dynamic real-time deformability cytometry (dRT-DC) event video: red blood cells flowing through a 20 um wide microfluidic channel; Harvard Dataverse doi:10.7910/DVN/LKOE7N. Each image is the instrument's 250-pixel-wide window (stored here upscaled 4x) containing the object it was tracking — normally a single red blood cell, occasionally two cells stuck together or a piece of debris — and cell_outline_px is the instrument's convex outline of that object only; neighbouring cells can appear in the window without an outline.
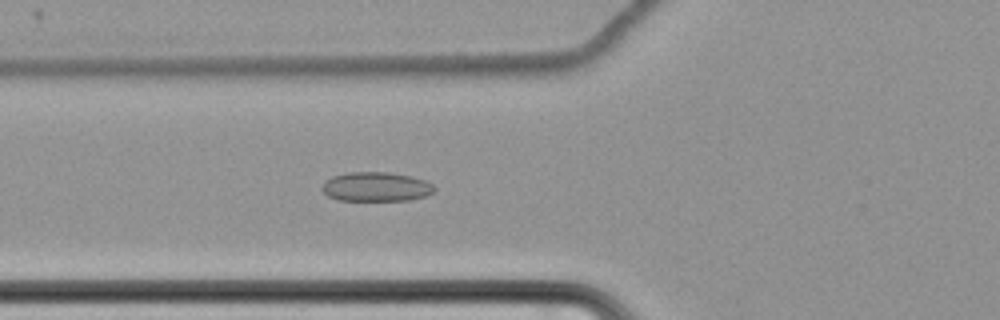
{"species": "common noctule bat (a hibernating species)", "species_latin": "Nyctalus noctula", "temperature_condition": "cold", "stored_images_in_passage": 62, "camera_frame_rate_fps": 3000, "um_per_image_px": 0.085, "animal": {"sex": "female", "body_mass_g": 22.7, "forearm_length_mm": 54.2}, "frame": {"image": 1, "passage_image": 25, "time_ms": 8.0, "image_size_px": [1000, 320], "cell_outline_px": [[436, 188], [432, 192], [424, 196], [408, 200], [340, 200], [328, 196], [320, 188], [324, 180], [332, 176], [348, 172], [388, 172], [412, 176], [424, 180], [432, 184]], "centroid_in_image_um": [31.93, 15.86], "position_along_channel_um": 93.9, "area_um2": 19.19}}
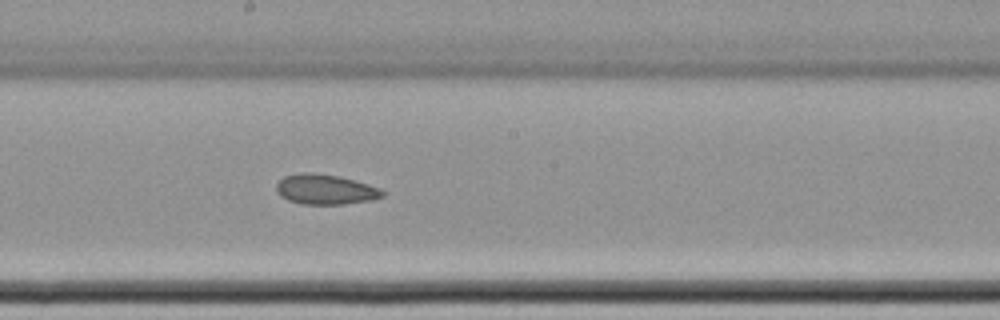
{"frame": {"image": 2, "passage_image": 36, "time_ms": 11.667, "image_size_px": [1000, 320], "cell_outline_px": [[384, 196], [372, 200], [344, 204], [300, 204], [288, 200], [280, 196], [276, 192], [276, 184], [284, 176], [300, 172], [312, 172], [340, 176], [368, 184], [380, 188], [384, 192]], "centroid_in_image_um": [27.64, 16.09], "position_along_channel_um": 220.6, "area_um2": 18.79}}
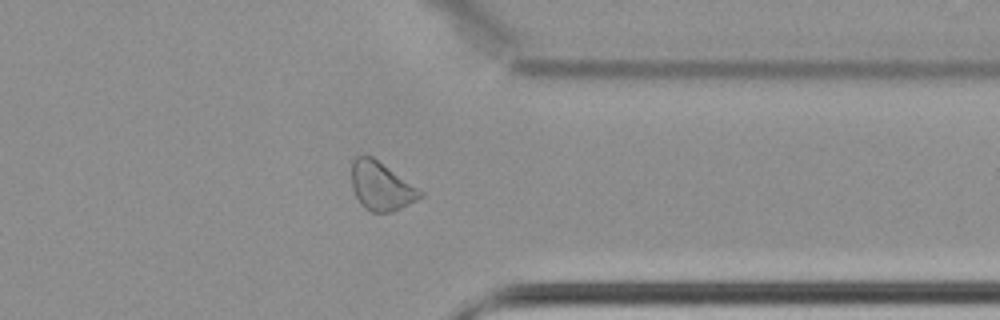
{"frame": {"image": 3, "passage_image": 50, "time_ms": 16.333, "image_size_px": [1000, 320], "cell_outline_px": [[424, 196], [392, 212], [372, 212], [364, 208], [360, 204], [352, 188], [352, 160], [356, 156], [372, 156], [424, 192]], "centroid_in_image_um": [32.39, 15.83], "position_along_channel_um": 379.0, "area_um2": 19.25}}